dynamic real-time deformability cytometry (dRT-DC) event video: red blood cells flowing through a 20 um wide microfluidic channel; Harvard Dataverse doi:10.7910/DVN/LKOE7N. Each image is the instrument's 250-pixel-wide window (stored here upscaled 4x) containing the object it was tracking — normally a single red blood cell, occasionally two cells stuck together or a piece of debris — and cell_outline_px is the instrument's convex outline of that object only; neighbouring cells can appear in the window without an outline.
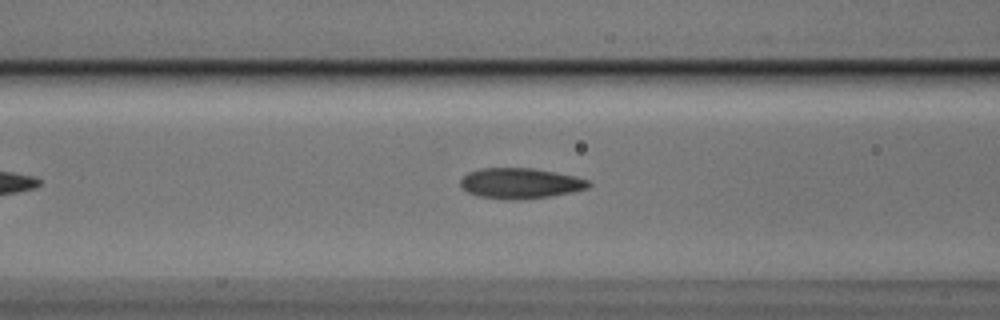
{"species": "Egyptian fruit bat (a non-hibernating species)", "species_latin": "Rousettus aegyptiacus", "temperature_condition": "cold", "stored_images_in_passage": 35, "camera_frame_rate_fps": 3000, "um_per_image_px": 0.085, "animal": {"sex": "male"}, "frame": {"image": 1, "passage_image": 12, "time_ms": 3.667, "image_size_px": [1000, 320], "cell_outline_px": [[592, 184], [588, 188], [572, 192], [548, 196], [520, 200], [508, 200], [476, 196], [460, 188], [460, 180], [468, 172], [480, 168], [532, 168], [556, 172], [576, 176], [588, 180]], "centroid_in_image_um": [44.2, 15.58], "position_along_channel_um": 122.4, "area_um2": 23.0}}
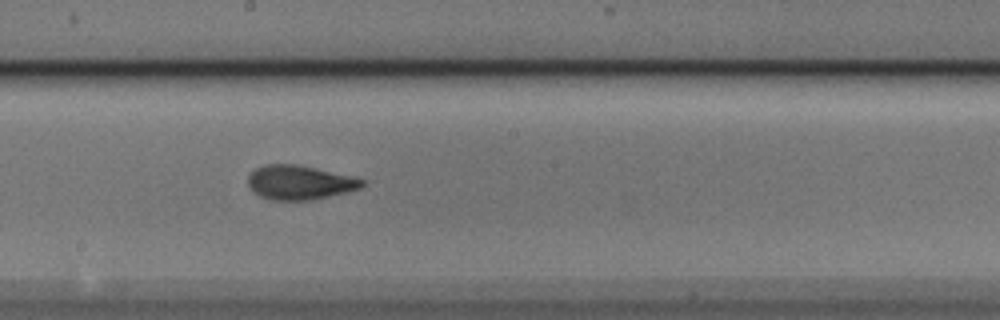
{"frame": {"image": 2, "passage_image": 20, "time_ms": 6.333, "image_size_px": [1000, 320], "cell_outline_px": [[364, 184], [360, 188], [348, 192], [312, 200], [272, 200], [260, 196], [248, 184], [248, 176], [256, 168], [264, 164], [296, 164], [348, 176], [364, 180]], "centroid_in_image_um": [25.44, 15.52], "position_along_channel_um": 222.8, "area_um2": 22.37}}
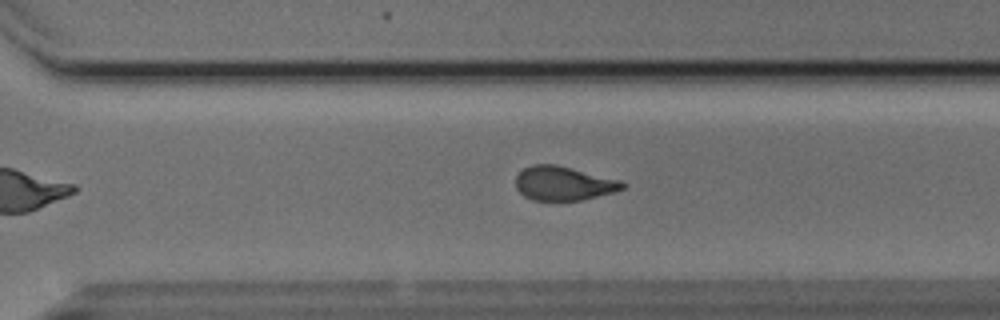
{"frame": {"image": 3, "passage_image": 28, "time_ms": 9.0, "image_size_px": [1000, 320], "cell_outline_px": [[628, 184], [624, 188], [616, 192], [580, 200], [532, 200], [524, 196], [516, 188], [516, 176], [524, 168], [532, 164], [556, 164], [620, 180]], "centroid_in_image_um": [47.91, 15.58], "position_along_channel_um": 322.7, "area_um2": 21.21}}